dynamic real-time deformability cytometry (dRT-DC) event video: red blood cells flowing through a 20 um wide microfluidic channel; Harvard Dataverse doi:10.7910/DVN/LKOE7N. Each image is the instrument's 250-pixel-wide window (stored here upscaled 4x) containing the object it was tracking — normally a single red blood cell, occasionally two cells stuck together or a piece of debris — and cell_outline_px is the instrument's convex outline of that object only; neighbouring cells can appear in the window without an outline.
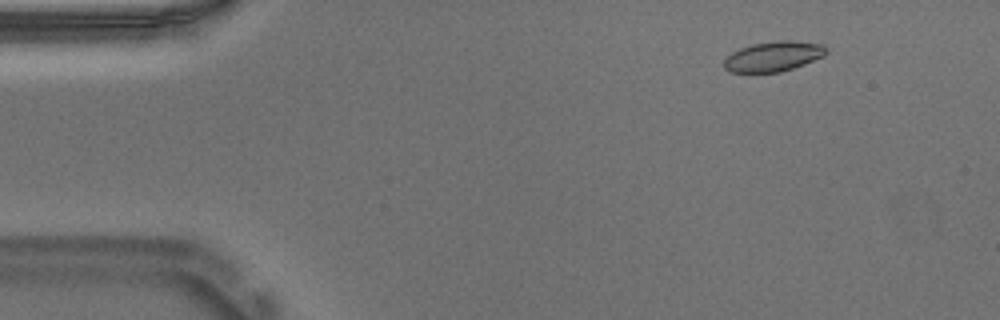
{"species": "Egyptian fruit bat (a non-hibernating species)", "species_latin": "Rousettus aegyptiacus", "temperature_condition": "warm", "stored_images_in_passage": 55, "camera_frame_rate_fps": 3000, "um_per_image_px": 0.085, "animal": {"sex": "male"}, "frame": {"image": 1, "passage_image": 7, "time_ms": 2.0, "image_size_px": [1000, 320], "cell_outline_px": [[828, 52], [824, 56], [804, 64], [780, 72], [732, 72], [724, 68], [724, 60], [732, 52], [740, 48], [752, 44], [780, 40], [792, 40], [824, 44], [828, 48]], "centroid_in_image_um": [65.78, 4.78], "position_along_channel_um": 19.2, "area_um2": 17.92}}
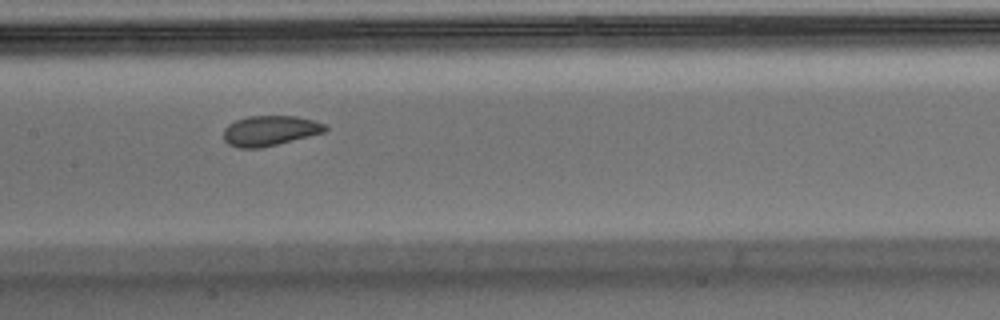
{"frame": {"image": 2, "passage_image": 27, "time_ms": 8.667, "image_size_px": [1000, 320], "cell_outline_px": [[328, 128], [324, 132], [260, 148], [240, 148], [228, 144], [224, 140], [224, 128], [228, 124], [236, 120], [248, 116], [296, 116], [328, 124]], "centroid_in_image_um": [22.93, 11.1], "position_along_channel_um": 184.5, "area_um2": 17.74}}
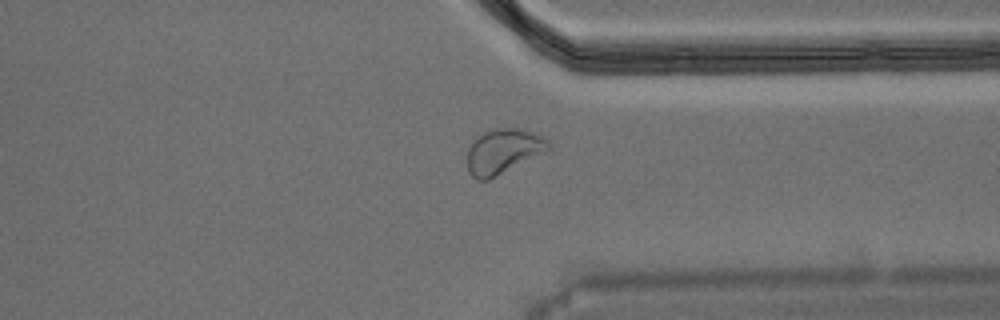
{"frame": {"image": 3, "passage_image": 42, "time_ms": 13.667, "image_size_px": [1000, 320], "cell_outline_px": [[552, 148], [548, 152], [488, 180], [476, 180], [468, 172], [468, 148], [484, 132], [496, 128], [516, 128], [532, 132], [548, 140], [552, 144]], "centroid_in_image_um": [42.83, 12.88], "position_along_channel_um": 368.6, "area_um2": 21.27}, "authors_computed_cell_mechanics": {"area_um2": 18.496, "velocity_mm_per_s": 3.7138, "shape_relaxation_time_tau1_ms": 7.3355, "shape_relaxation_time_tau2_ms": 1.2775, "deformation_change_tau1": 0.1379, "deformation_change_tau2": 0.0507}}